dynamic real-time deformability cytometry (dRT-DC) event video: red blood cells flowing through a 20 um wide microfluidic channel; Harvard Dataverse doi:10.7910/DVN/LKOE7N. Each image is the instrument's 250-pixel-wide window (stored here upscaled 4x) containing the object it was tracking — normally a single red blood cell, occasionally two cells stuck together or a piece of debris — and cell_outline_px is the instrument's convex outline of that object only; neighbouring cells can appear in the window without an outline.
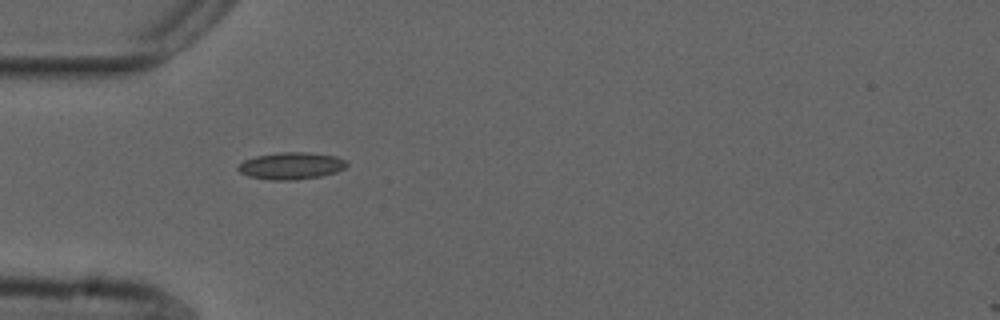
{"species": "common noctule bat (a hibernating species)", "species_latin": "Nyctalus noctula", "temperature_condition": "cold", "stored_images_in_passage": 39, "camera_frame_rate_fps": 3000, "um_per_image_px": 0.085, "animal": {"sex": "male", "forearm_length_mm": 52.5}, "frame": {"image": 1, "passage_image": 1, "time_ms": 0.0, "image_size_px": [1000, 320], "cell_outline_px": [[348, 164], [344, 168], [336, 172], [320, 176], [296, 180], [272, 180], [248, 176], [240, 172], [236, 168], [244, 160], [256, 156], [280, 152], [308, 152], [336, 156], [344, 160]], "centroid_in_image_um": [24.74, 14.09], "position_along_channel_um": 60.3, "area_um2": 17.05}}
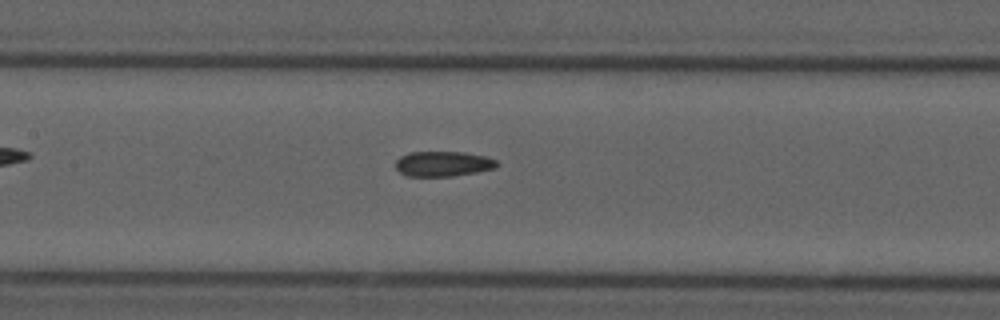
{"frame": {"image": 2, "passage_image": 10, "time_ms": 3.0, "image_size_px": [1000, 320], "cell_outline_px": [[500, 164], [496, 168], [476, 172], [452, 176], [408, 176], [400, 172], [396, 168], [396, 160], [400, 156], [412, 152], [464, 152], [484, 156], [496, 160]], "centroid_in_image_um": [37.68, 13.92], "position_along_channel_um": 169.7, "area_um2": 14.8}}
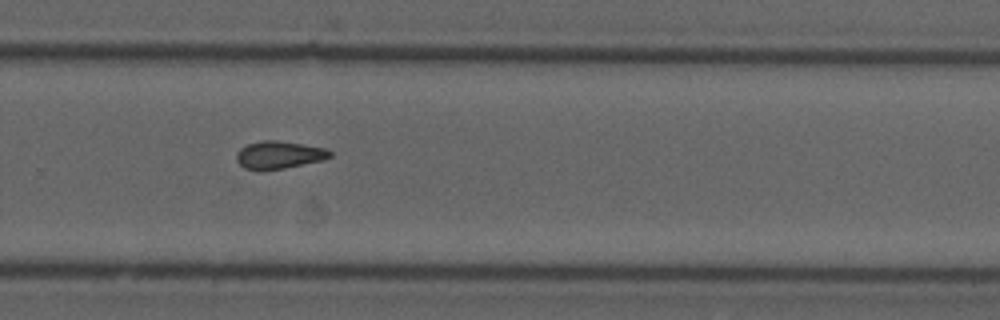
{"frame": {"image": 3, "passage_image": 21, "time_ms": 6.667, "image_size_px": [1000, 320], "cell_outline_px": [[332, 156], [324, 160], [284, 168], [244, 168], [236, 160], [236, 152], [240, 148], [248, 144], [260, 140], [276, 140], [324, 148], [332, 152]], "centroid_in_image_um": [23.72, 13.14], "position_along_channel_um": 306.1, "area_um2": 14.68}, "authors_computed_cell_mechanics": {"area_um2": 14.9702, "velocity_mm_per_s": 3.7367, "shape_relaxation_time_tau1_ms": null, "shape_relaxation_time_tau2_ms": 7.3177, "deformation_change_tau1": null, "deformation_change_tau2": 0.1181}}